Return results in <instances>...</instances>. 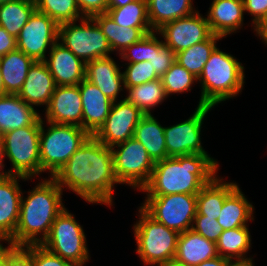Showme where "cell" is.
I'll return each mask as SVG.
<instances>
[{
	"label": "cell",
	"instance_id": "obj_26",
	"mask_svg": "<svg viewBox=\"0 0 267 266\" xmlns=\"http://www.w3.org/2000/svg\"><path fill=\"white\" fill-rule=\"evenodd\" d=\"M34 60L19 49L0 57V72L5 94H18Z\"/></svg>",
	"mask_w": 267,
	"mask_h": 266
},
{
	"label": "cell",
	"instance_id": "obj_44",
	"mask_svg": "<svg viewBox=\"0 0 267 266\" xmlns=\"http://www.w3.org/2000/svg\"><path fill=\"white\" fill-rule=\"evenodd\" d=\"M78 8L84 17L106 13L108 0H76Z\"/></svg>",
	"mask_w": 267,
	"mask_h": 266
},
{
	"label": "cell",
	"instance_id": "obj_40",
	"mask_svg": "<svg viewBox=\"0 0 267 266\" xmlns=\"http://www.w3.org/2000/svg\"><path fill=\"white\" fill-rule=\"evenodd\" d=\"M176 61V54L163 40L158 39V50H152V57L149 63L155 70L156 75L161 78L165 72Z\"/></svg>",
	"mask_w": 267,
	"mask_h": 266
},
{
	"label": "cell",
	"instance_id": "obj_2",
	"mask_svg": "<svg viewBox=\"0 0 267 266\" xmlns=\"http://www.w3.org/2000/svg\"><path fill=\"white\" fill-rule=\"evenodd\" d=\"M219 164L210 155L168 157L155 162L150 180L141 189L147 196L197 195L217 175Z\"/></svg>",
	"mask_w": 267,
	"mask_h": 266
},
{
	"label": "cell",
	"instance_id": "obj_6",
	"mask_svg": "<svg viewBox=\"0 0 267 266\" xmlns=\"http://www.w3.org/2000/svg\"><path fill=\"white\" fill-rule=\"evenodd\" d=\"M134 224L136 253L145 265L161 266L175 258L179 233L156 222L141 207Z\"/></svg>",
	"mask_w": 267,
	"mask_h": 266
},
{
	"label": "cell",
	"instance_id": "obj_10",
	"mask_svg": "<svg viewBox=\"0 0 267 266\" xmlns=\"http://www.w3.org/2000/svg\"><path fill=\"white\" fill-rule=\"evenodd\" d=\"M140 207L156 222L179 234L192 228L197 213V195L147 196Z\"/></svg>",
	"mask_w": 267,
	"mask_h": 266
},
{
	"label": "cell",
	"instance_id": "obj_14",
	"mask_svg": "<svg viewBox=\"0 0 267 266\" xmlns=\"http://www.w3.org/2000/svg\"><path fill=\"white\" fill-rule=\"evenodd\" d=\"M156 34H160L164 38L163 43L176 54L207 40L213 33L207 18L196 11L189 16L165 23L156 30Z\"/></svg>",
	"mask_w": 267,
	"mask_h": 266
},
{
	"label": "cell",
	"instance_id": "obj_43",
	"mask_svg": "<svg viewBox=\"0 0 267 266\" xmlns=\"http://www.w3.org/2000/svg\"><path fill=\"white\" fill-rule=\"evenodd\" d=\"M6 266H32L31 245L25 247L8 245L6 247Z\"/></svg>",
	"mask_w": 267,
	"mask_h": 266
},
{
	"label": "cell",
	"instance_id": "obj_21",
	"mask_svg": "<svg viewBox=\"0 0 267 266\" xmlns=\"http://www.w3.org/2000/svg\"><path fill=\"white\" fill-rule=\"evenodd\" d=\"M55 88V80L47 65L43 61H37L29 68L26 80L17 95L30 106L47 107Z\"/></svg>",
	"mask_w": 267,
	"mask_h": 266
},
{
	"label": "cell",
	"instance_id": "obj_38",
	"mask_svg": "<svg viewBox=\"0 0 267 266\" xmlns=\"http://www.w3.org/2000/svg\"><path fill=\"white\" fill-rule=\"evenodd\" d=\"M155 33L156 31H153L127 47L119 54L121 60L128 61L127 64L150 61L152 50H158V37Z\"/></svg>",
	"mask_w": 267,
	"mask_h": 266
},
{
	"label": "cell",
	"instance_id": "obj_55",
	"mask_svg": "<svg viewBox=\"0 0 267 266\" xmlns=\"http://www.w3.org/2000/svg\"><path fill=\"white\" fill-rule=\"evenodd\" d=\"M9 1H12V0H0V4L6 3V2H9Z\"/></svg>",
	"mask_w": 267,
	"mask_h": 266
},
{
	"label": "cell",
	"instance_id": "obj_51",
	"mask_svg": "<svg viewBox=\"0 0 267 266\" xmlns=\"http://www.w3.org/2000/svg\"><path fill=\"white\" fill-rule=\"evenodd\" d=\"M3 149H2V141H1V138H0V178L8 175V173L5 171H2L5 167V165L3 164ZM3 168V169H2Z\"/></svg>",
	"mask_w": 267,
	"mask_h": 266
},
{
	"label": "cell",
	"instance_id": "obj_39",
	"mask_svg": "<svg viewBox=\"0 0 267 266\" xmlns=\"http://www.w3.org/2000/svg\"><path fill=\"white\" fill-rule=\"evenodd\" d=\"M151 65L149 61L128 64L122 72L125 89L159 79Z\"/></svg>",
	"mask_w": 267,
	"mask_h": 266
},
{
	"label": "cell",
	"instance_id": "obj_32",
	"mask_svg": "<svg viewBox=\"0 0 267 266\" xmlns=\"http://www.w3.org/2000/svg\"><path fill=\"white\" fill-rule=\"evenodd\" d=\"M126 90L128 94L124 99L128 103H132L144 114H151L152 109L162 104L168 97L161 78L128 87Z\"/></svg>",
	"mask_w": 267,
	"mask_h": 266
},
{
	"label": "cell",
	"instance_id": "obj_28",
	"mask_svg": "<svg viewBox=\"0 0 267 266\" xmlns=\"http://www.w3.org/2000/svg\"><path fill=\"white\" fill-rule=\"evenodd\" d=\"M253 212L252 203L247 200L238 185L225 198L217 221L223 230L245 227L248 226L249 220H254Z\"/></svg>",
	"mask_w": 267,
	"mask_h": 266
},
{
	"label": "cell",
	"instance_id": "obj_35",
	"mask_svg": "<svg viewBox=\"0 0 267 266\" xmlns=\"http://www.w3.org/2000/svg\"><path fill=\"white\" fill-rule=\"evenodd\" d=\"M106 13L119 26L151 28L147 14L146 0H134L125 6L108 8Z\"/></svg>",
	"mask_w": 267,
	"mask_h": 266
},
{
	"label": "cell",
	"instance_id": "obj_47",
	"mask_svg": "<svg viewBox=\"0 0 267 266\" xmlns=\"http://www.w3.org/2000/svg\"><path fill=\"white\" fill-rule=\"evenodd\" d=\"M254 31L267 45V14L264 15L254 26Z\"/></svg>",
	"mask_w": 267,
	"mask_h": 266
},
{
	"label": "cell",
	"instance_id": "obj_30",
	"mask_svg": "<svg viewBox=\"0 0 267 266\" xmlns=\"http://www.w3.org/2000/svg\"><path fill=\"white\" fill-rule=\"evenodd\" d=\"M147 14L153 31L167 22L189 16L197 10L192 0H146Z\"/></svg>",
	"mask_w": 267,
	"mask_h": 266
},
{
	"label": "cell",
	"instance_id": "obj_45",
	"mask_svg": "<svg viewBox=\"0 0 267 266\" xmlns=\"http://www.w3.org/2000/svg\"><path fill=\"white\" fill-rule=\"evenodd\" d=\"M243 4L245 13L253 16L252 26L267 14V0H243Z\"/></svg>",
	"mask_w": 267,
	"mask_h": 266
},
{
	"label": "cell",
	"instance_id": "obj_29",
	"mask_svg": "<svg viewBox=\"0 0 267 266\" xmlns=\"http://www.w3.org/2000/svg\"><path fill=\"white\" fill-rule=\"evenodd\" d=\"M216 176L197 194V213L213 219L221 214L225 198L238 186L235 182H224Z\"/></svg>",
	"mask_w": 267,
	"mask_h": 266
},
{
	"label": "cell",
	"instance_id": "obj_52",
	"mask_svg": "<svg viewBox=\"0 0 267 266\" xmlns=\"http://www.w3.org/2000/svg\"><path fill=\"white\" fill-rule=\"evenodd\" d=\"M0 266H6V247L0 245Z\"/></svg>",
	"mask_w": 267,
	"mask_h": 266
},
{
	"label": "cell",
	"instance_id": "obj_7",
	"mask_svg": "<svg viewBox=\"0 0 267 266\" xmlns=\"http://www.w3.org/2000/svg\"><path fill=\"white\" fill-rule=\"evenodd\" d=\"M40 129L41 116L30 126L14 129L3 134V157L12 164L8 175L23 176L28 179L40 174Z\"/></svg>",
	"mask_w": 267,
	"mask_h": 266
},
{
	"label": "cell",
	"instance_id": "obj_48",
	"mask_svg": "<svg viewBox=\"0 0 267 266\" xmlns=\"http://www.w3.org/2000/svg\"><path fill=\"white\" fill-rule=\"evenodd\" d=\"M228 259L221 257L220 255L215 258L206 260L197 266H227Z\"/></svg>",
	"mask_w": 267,
	"mask_h": 266
},
{
	"label": "cell",
	"instance_id": "obj_16",
	"mask_svg": "<svg viewBox=\"0 0 267 266\" xmlns=\"http://www.w3.org/2000/svg\"><path fill=\"white\" fill-rule=\"evenodd\" d=\"M44 110L47 122L83 128V107L78 85L56 86Z\"/></svg>",
	"mask_w": 267,
	"mask_h": 266
},
{
	"label": "cell",
	"instance_id": "obj_24",
	"mask_svg": "<svg viewBox=\"0 0 267 266\" xmlns=\"http://www.w3.org/2000/svg\"><path fill=\"white\" fill-rule=\"evenodd\" d=\"M41 115L17 94L0 96V137L14 129L32 125Z\"/></svg>",
	"mask_w": 267,
	"mask_h": 266
},
{
	"label": "cell",
	"instance_id": "obj_36",
	"mask_svg": "<svg viewBox=\"0 0 267 266\" xmlns=\"http://www.w3.org/2000/svg\"><path fill=\"white\" fill-rule=\"evenodd\" d=\"M36 10L48 15L59 25L84 18L76 0H35Z\"/></svg>",
	"mask_w": 267,
	"mask_h": 266
},
{
	"label": "cell",
	"instance_id": "obj_8",
	"mask_svg": "<svg viewBox=\"0 0 267 266\" xmlns=\"http://www.w3.org/2000/svg\"><path fill=\"white\" fill-rule=\"evenodd\" d=\"M86 236L74 215L65 208L51 225L47 238L41 244L51 253L76 266H84L89 260Z\"/></svg>",
	"mask_w": 267,
	"mask_h": 266
},
{
	"label": "cell",
	"instance_id": "obj_33",
	"mask_svg": "<svg viewBox=\"0 0 267 266\" xmlns=\"http://www.w3.org/2000/svg\"><path fill=\"white\" fill-rule=\"evenodd\" d=\"M218 254L226 259L247 258L251 247V235L248 226L224 230L216 242Z\"/></svg>",
	"mask_w": 267,
	"mask_h": 266
},
{
	"label": "cell",
	"instance_id": "obj_15",
	"mask_svg": "<svg viewBox=\"0 0 267 266\" xmlns=\"http://www.w3.org/2000/svg\"><path fill=\"white\" fill-rule=\"evenodd\" d=\"M143 115L125 99L113 102L104 124L93 136L108 147L124 142L134 136V130Z\"/></svg>",
	"mask_w": 267,
	"mask_h": 266
},
{
	"label": "cell",
	"instance_id": "obj_34",
	"mask_svg": "<svg viewBox=\"0 0 267 266\" xmlns=\"http://www.w3.org/2000/svg\"><path fill=\"white\" fill-rule=\"evenodd\" d=\"M221 39L212 34L207 40L176 53V62L198 78L210 54L217 47L216 42Z\"/></svg>",
	"mask_w": 267,
	"mask_h": 266
},
{
	"label": "cell",
	"instance_id": "obj_42",
	"mask_svg": "<svg viewBox=\"0 0 267 266\" xmlns=\"http://www.w3.org/2000/svg\"><path fill=\"white\" fill-rule=\"evenodd\" d=\"M32 266H76L71 262L62 259L44 248L41 244L31 245Z\"/></svg>",
	"mask_w": 267,
	"mask_h": 266
},
{
	"label": "cell",
	"instance_id": "obj_37",
	"mask_svg": "<svg viewBox=\"0 0 267 266\" xmlns=\"http://www.w3.org/2000/svg\"><path fill=\"white\" fill-rule=\"evenodd\" d=\"M161 80L166 94L169 96L190 91L192 84L198 81V78L175 61L161 77Z\"/></svg>",
	"mask_w": 267,
	"mask_h": 266
},
{
	"label": "cell",
	"instance_id": "obj_18",
	"mask_svg": "<svg viewBox=\"0 0 267 266\" xmlns=\"http://www.w3.org/2000/svg\"><path fill=\"white\" fill-rule=\"evenodd\" d=\"M47 65L56 86L79 85L85 79V63L57 41L49 48Z\"/></svg>",
	"mask_w": 267,
	"mask_h": 266
},
{
	"label": "cell",
	"instance_id": "obj_5",
	"mask_svg": "<svg viewBox=\"0 0 267 266\" xmlns=\"http://www.w3.org/2000/svg\"><path fill=\"white\" fill-rule=\"evenodd\" d=\"M46 123L48 129L41 116L40 173L48 170L53 177L91 135L77 125Z\"/></svg>",
	"mask_w": 267,
	"mask_h": 266
},
{
	"label": "cell",
	"instance_id": "obj_31",
	"mask_svg": "<svg viewBox=\"0 0 267 266\" xmlns=\"http://www.w3.org/2000/svg\"><path fill=\"white\" fill-rule=\"evenodd\" d=\"M35 10V0H12L0 4V26L17 38Z\"/></svg>",
	"mask_w": 267,
	"mask_h": 266
},
{
	"label": "cell",
	"instance_id": "obj_25",
	"mask_svg": "<svg viewBox=\"0 0 267 266\" xmlns=\"http://www.w3.org/2000/svg\"><path fill=\"white\" fill-rule=\"evenodd\" d=\"M92 19L106 36L112 52L121 54L127 47L140 41L144 36L153 32L152 28L122 27L116 24L107 13L96 14Z\"/></svg>",
	"mask_w": 267,
	"mask_h": 266
},
{
	"label": "cell",
	"instance_id": "obj_12",
	"mask_svg": "<svg viewBox=\"0 0 267 266\" xmlns=\"http://www.w3.org/2000/svg\"><path fill=\"white\" fill-rule=\"evenodd\" d=\"M212 108L207 105L199 106L187 120L164 128L168 157L209 155L201 145L200 135L204 118Z\"/></svg>",
	"mask_w": 267,
	"mask_h": 266
},
{
	"label": "cell",
	"instance_id": "obj_11",
	"mask_svg": "<svg viewBox=\"0 0 267 266\" xmlns=\"http://www.w3.org/2000/svg\"><path fill=\"white\" fill-rule=\"evenodd\" d=\"M111 148L118 182L128 184L133 189L137 188L141 191L150 180L155 166V162L149 156L146 148L134 137Z\"/></svg>",
	"mask_w": 267,
	"mask_h": 266
},
{
	"label": "cell",
	"instance_id": "obj_4",
	"mask_svg": "<svg viewBox=\"0 0 267 266\" xmlns=\"http://www.w3.org/2000/svg\"><path fill=\"white\" fill-rule=\"evenodd\" d=\"M244 78V66L231 54L216 47L198 77L202 89L197 107H214L239 95L244 87Z\"/></svg>",
	"mask_w": 267,
	"mask_h": 266
},
{
	"label": "cell",
	"instance_id": "obj_54",
	"mask_svg": "<svg viewBox=\"0 0 267 266\" xmlns=\"http://www.w3.org/2000/svg\"><path fill=\"white\" fill-rule=\"evenodd\" d=\"M4 95V82H3V78L0 72V96Z\"/></svg>",
	"mask_w": 267,
	"mask_h": 266
},
{
	"label": "cell",
	"instance_id": "obj_19",
	"mask_svg": "<svg viewBox=\"0 0 267 266\" xmlns=\"http://www.w3.org/2000/svg\"><path fill=\"white\" fill-rule=\"evenodd\" d=\"M118 66L111 56L85 63V79L96 85L113 102L118 100V94L125 89L123 73Z\"/></svg>",
	"mask_w": 267,
	"mask_h": 266
},
{
	"label": "cell",
	"instance_id": "obj_22",
	"mask_svg": "<svg viewBox=\"0 0 267 266\" xmlns=\"http://www.w3.org/2000/svg\"><path fill=\"white\" fill-rule=\"evenodd\" d=\"M244 13L243 0H213L206 18L211 32L226 38L242 28Z\"/></svg>",
	"mask_w": 267,
	"mask_h": 266
},
{
	"label": "cell",
	"instance_id": "obj_20",
	"mask_svg": "<svg viewBox=\"0 0 267 266\" xmlns=\"http://www.w3.org/2000/svg\"><path fill=\"white\" fill-rule=\"evenodd\" d=\"M78 86L83 107V129L93 136L104 124L113 101L86 79Z\"/></svg>",
	"mask_w": 267,
	"mask_h": 266
},
{
	"label": "cell",
	"instance_id": "obj_3",
	"mask_svg": "<svg viewBox=\"0 0 267 266\" xmlns=\"http://www.w3.org/2000/svg\"><path fill=\"white\" fill-rule=\"evenodd\" d=\"M62 193L58 183L50 177L28 191L26 198L21 196L18 224L8 245L25 247L42 244L55 218L65 209Z\"/></svg>",
	"mask_w": 267,
	"mask_h": 266
},
{
	"label": "cell",
	"instance_id": "obj_27",
	"mask_svg": "<svg viewBox=\"0 0 267 266\" xmlns=\"http://www.w3.org/2000/svg\"><path fill=\"white\" fill-rule=\"evenodd\" d=\"M164 128L152 114H144L134 130V138L146 148L154 162L168 158Z\"/></svg>",
	"mask_w": 267,
	"mask_h": 266
},
{
	"label": "cell",
	"instance_id": "obj_1",
	"mask_svg": "<svg viewBox=\"0 0 267 266\" xmlns=\"http://www.w3.org/2000/svg\"><path fill=\"white\" fill-rule=\"evenodd\" d=\"M52 178L62 190L66 187L88 203L107 206L113 203L114 185L120 184L114 171L112 148L92 135Z\"/></svg>",
	"mask_w": 267,
	"mask_h": 266
},
{
	"label": "cell",
	"instance_id": "obj_13",
	"mask_svg": "<svg viewBox=\"0 0 267 266\" xmlns=\"http://www.w3.org/2000/svg\"><path fill=\"white\" fill-rule=\"evenodd\" d=\"M59 24L48 15L35 10L17 37V49L35 62L47 58V50L58 41Z\"/></svg>",
	"mask_w": 267,
	"mask_h": 266
},
{
	"label": "cell",
	"instance_id": "obj_53",
	"mask_svg": "<svg viewBox=\"0 0 267 266\" xmlns=\"http://www.w3.org/2000/svg\"><path fill=\"white\" fill-rule=\"evenodd\" d=\"M161 266H188V265L180 263V262L176 261L175 259H172L171 261H169V262H167Z\"/></svg>",
	"mask_w": 267,
	"mask_h": 266
},
{
	"label": "cell",
	"instance_id": "obj_41",
	"mask_svg": "<svg viewBox=\"0 0 267 266\" xmlns=\"http://www.w3.org/2000/svg\"><path fill=\"white\" fill-rule=\"evenodd\" d=\"M192 230L199 233L207 240L217 242L224 231L216 219L196 214L193 220Z\"/></svg>",
	"mask_w": 267,
	"mask_h": 266
},
{
	"label": "cell",
	"instance_id": "obj_50",
	"mask_svg": "<svg viewBox=\"0 0 267 266\" xmlns=\"http://www.w3.org/2000/svg\"><path fill=\"white\" fill-rule=\"evenodd\" d=\"M134 0H108V8H118L131 3Z\"/></svg>",
	"mask_w": 267,
	"mask_h": 266
},
{
	"label": "cell",
	"instance_id": "obj_23",
	"mask_svg": "<svg viewBox=\"0 0 267 266\" xmlns=\"http://www.w3.org/2000/svg\"><path fill=\"white\" fill-rule=\"evenodd\" d=\"M216 243L192 229L180 233L177 241L175 260L188 266H197L218 256Z\"/></svg>",
	"mask_w": 267,
	"mask_h": 266
},
{
	"label": "cell",
	"instance_id": "obj_46",
	"mask_svg": "<svg viewBox=\"0 0 267 266\" xmlns=\"http://www.w3.org/2000/svg\"><path fill=\"white\" fill-rule=\"evenodd\" d=\"M17 49V38L0 26V57Z\"/></svg>",
	"mask_w": 267,
	"mask_h": 266
},
{
	"label": "cell",
	"instance_id": "obj_9",
	"mask_svg": "<svg viewBox=\"0 0 267 266\" xmlns=\"http://www.w3.org/2000/svg\"><path fill=\"white\" fill-rule=\"evenodd\" d=\"M59 25L58 41L67 47L84 63L95 59L110 57L111 46L98 24L92 17Z\"/></svg>",
	"mask_w": 267,
	"mask_h": 266
},
{
	"label": "cell",
	"instance_id": "obj_49",
	"mask_svg": "<svg viewBox=\"0 0 267 266\" xmlns=\"http://www.w3.org/2000/svg\"><path fill=\"white\" fill-rule=\"evenodd\" d=\"M227 266H254L252 258L228 259Z\"/></svg>",
	"mask_w": 267,
	"mask_h": 266
},
{
	"label": "cell",
	"instance_id": "obj_17",
	"mask_svg": "<svg viewBox=\"0 0 267 266\" xmlns=\"http://www.w3.org/2000/svg\"><path fill=\"white\" fill-rule=\"evenodd\" d=\"M18 178V179H17ZM19 179L30 180L23 176L6 175L0 178V243L8 242L15 233L23 195Z\"/></svg>",
	"mask_w": 267,
	"mask_h": 266
}]
</instances>
